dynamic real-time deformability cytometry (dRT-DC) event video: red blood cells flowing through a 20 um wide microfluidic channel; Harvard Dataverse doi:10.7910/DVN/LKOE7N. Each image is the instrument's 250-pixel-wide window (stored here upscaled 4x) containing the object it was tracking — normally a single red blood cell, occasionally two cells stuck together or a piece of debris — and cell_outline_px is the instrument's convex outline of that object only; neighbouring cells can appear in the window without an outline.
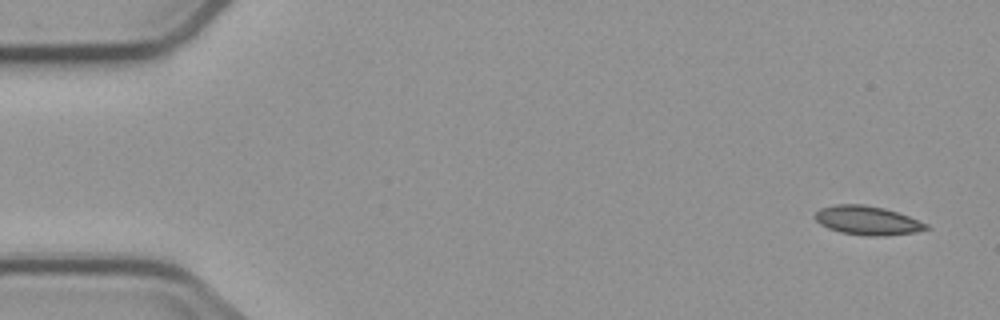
{"species": "common noctule bat (a hibernating species)", "species_latin": "Nyctalus noctula", "temperature_condition": "cold", "stored_images_in_passage": 6, "segment_of_instrument_passage": [1, 2], "camera_frame_rate_fps": 3000, "um_per_image_px": 0.085, "animal": {"sex": "male", "body_mass_g": 23.1, "forearm_length_mm": 52.7}, "frame": {"image": 1, "passage_image": 1, "time_ms": 0.0, "image_size_px": [1000, 320], "cell_outline_px": [[932, 228], [912, 232], [884, 236], [868, 236], [840, 232], [828, 228], [820, 224], [812, 216], [820, 208], [836, 204], [864, 204], [884, 208], [908, 216], [928, 224]], "centroid_in_image_um": [73.7, 18.73], "position_along_channel_um": 11.3, "area_um2": 18.73}}